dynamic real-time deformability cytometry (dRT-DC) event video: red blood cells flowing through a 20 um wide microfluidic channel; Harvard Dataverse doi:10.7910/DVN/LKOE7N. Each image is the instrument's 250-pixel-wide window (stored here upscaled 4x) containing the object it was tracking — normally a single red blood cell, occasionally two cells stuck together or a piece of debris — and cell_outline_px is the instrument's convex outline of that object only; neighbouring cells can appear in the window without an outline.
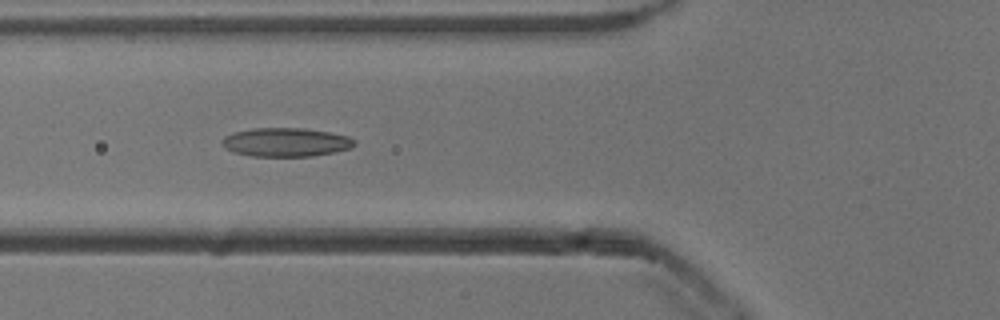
{"species": "common noctule bat (a hibernating species)", "species_latin": "Nyctalus noctula", "temperature_condition": "cold", "stored_images_in_passage": 17, "camera_frame_rate_fps": 3000, "um_per_image_px": 0.085, "animal": {"sex": "male", "body_mass_g": 13.3}, "frame": {"image": 1, "passage_image": 6, "time_ms": 1.667, "image_size_px": [1000, 320], "cell_outline_px": [[356, 144], [352, 148], [312, 156], [252, 156], [232, 152], [224, 144], [224, 136], [232, 132], [252, 128], [304, 128], [328, 132], [348, 136], [356, 140]], "centroid_in_image_um": [24.33, 12.08], "position_along_channel_um": 101.5, "area_um2": 22.08}}
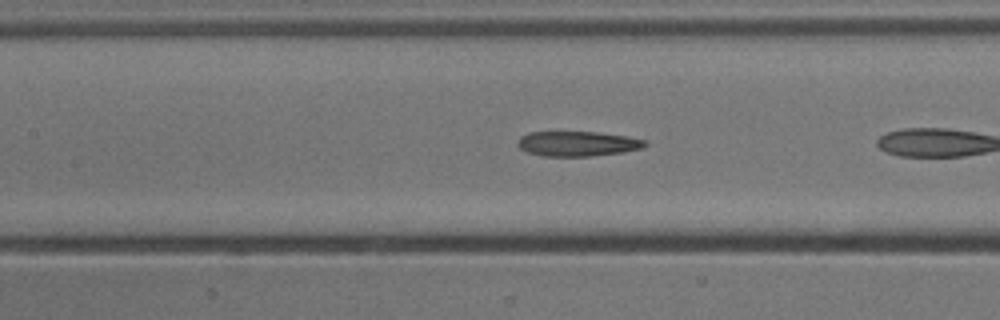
{"frame": {"image": 2, "passage_image": 8, "time_ms": 2.333, "image_size_px": [1000, 320], "cell_outline_px": [[648, 144], [644, 148], [624, 152], [592, 156], [544, 156], [528, 152], [520, 148], [516, 144], [520, 136], [532, 132], [596, 132], [624, 136], [644, 140]], "centroid_in_image_um": [49.09, 12.22], "position_along_channel_um": 158.3, "area_um2": 18.44}}